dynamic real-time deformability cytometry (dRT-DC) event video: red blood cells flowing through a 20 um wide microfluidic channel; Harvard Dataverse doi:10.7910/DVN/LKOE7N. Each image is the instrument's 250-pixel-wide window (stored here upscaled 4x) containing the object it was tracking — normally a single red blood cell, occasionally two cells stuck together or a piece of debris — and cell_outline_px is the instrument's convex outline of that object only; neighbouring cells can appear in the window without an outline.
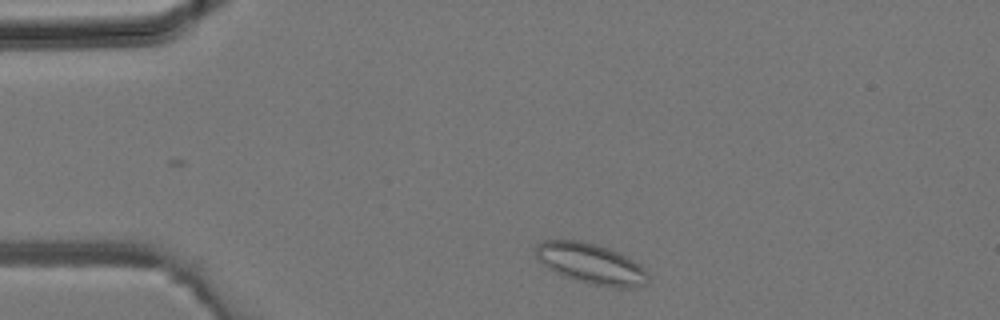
{"species": "common noctule bat (a hibernating species)", "species_latin": "Nyctalus noctula", "temperature_condition": "room temperature", "stored_images_in_passage": 25, "camera_frame_rate_fps": 3000, "um_per_image_px": 0.085, "animal": {"sex": "male", "body_mass_g": 19.2, "forearm_length_mm": 51.8}, "frame": {"image": 1, "passage_image": 2, "time_ms": 0.333, "image_size_px": [1000, 320], "cell_outline_px": [[648, 284], [628, 288], [608, 288], [592, 284], [556, 272], [548, 268], [536, 256], [536, 244], [544, 240], [580, 240], [596, 244], [620, 252], [640, 264], [648, 276]], "centroid_in_image_um": [50.27, 22.4], "position_along_channel_um": 34.7, "area_um2": 26.36}}
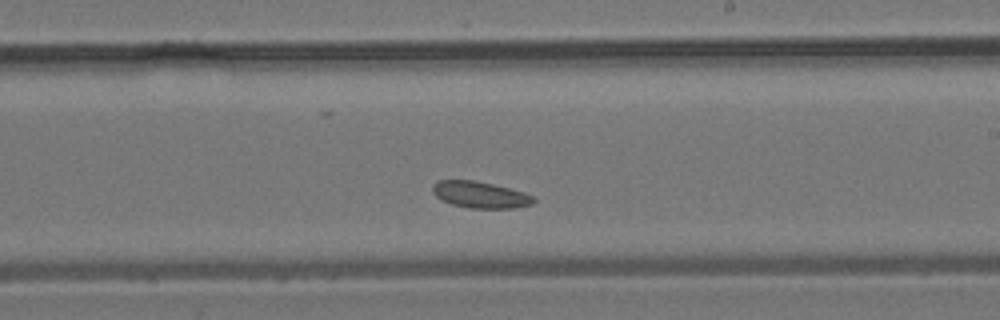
{"frame": {"image": 2, "passage_image": 17, "time_ms": 5.333, "image_size_px": [1000, 320], "cell_outline_px": [[536, 200], [532, 204], [516, 208], [472, 208], [452, 204], [440, 200], [432, 192], [432, 184], [436, 180], [472, 180], [492, 184], [524, 192], [532, 196]], "centroid_in_image_um": [40.78, 16.55], "position_along_channel_um": 248.2, "area_um2": 15.61}}
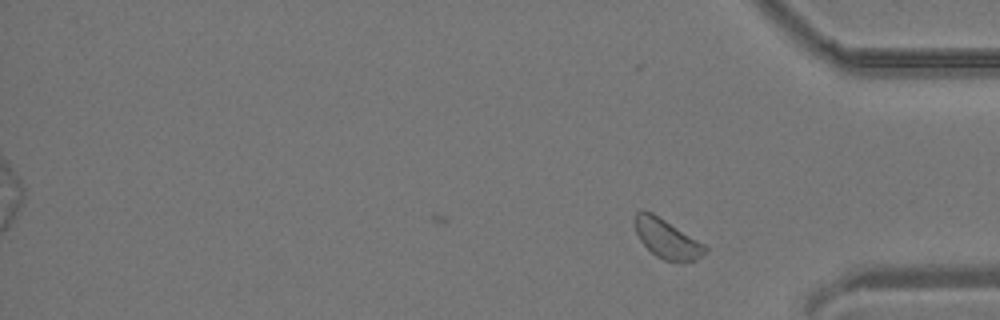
{"frame": {"image": 3, "passage_image": 25, "time_ms": 8.0, "image_size_px": [1000, 320], "cell_outline_px": [[708, 248], [696, 260], [684, 264], [680, 264], [664, 260], [656, 256], [640, 240], [636, 232], [636, 212], [640, 208], [644, 208], [652, 212], [704, 244]], "centroid_in_image_um": [56.69, 20.31], "position_along_channel_um": 378.5, "area_um2": 16.07}}